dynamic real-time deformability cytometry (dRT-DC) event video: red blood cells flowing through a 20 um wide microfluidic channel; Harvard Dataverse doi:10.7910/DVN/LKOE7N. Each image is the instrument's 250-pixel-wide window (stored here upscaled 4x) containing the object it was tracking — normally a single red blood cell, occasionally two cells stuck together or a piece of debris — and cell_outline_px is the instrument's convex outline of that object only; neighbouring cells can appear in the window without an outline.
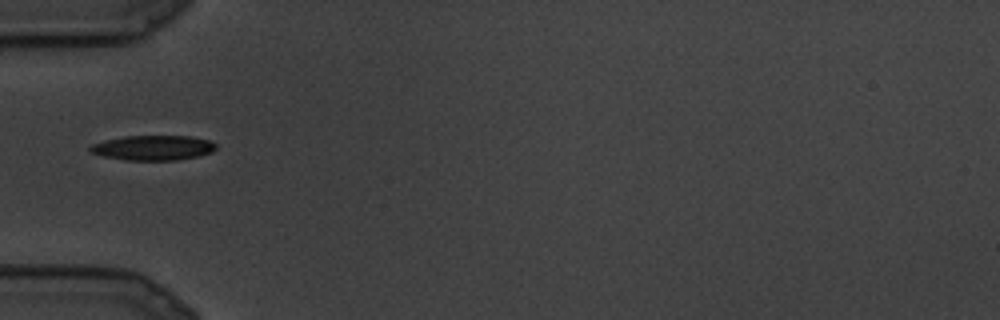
{"species": "common noctule bat (a hibernating species)", "species_latin": "Nyctalus noctula", "temperature_condition": "cold", "stored_images_in_passage": 2, "camera_frame_rate_fps": 3000, "um_per_image_px": 0.085, "animal": {"sex": "male", "body_mass_g": 19.5, "forearm_length_mm": 54.6}, "frame": {"image": 1, "passage_image": 1, "time_ms": 0.0, "image_size_px": [1000, 320], "cell_outline_px": [[216, 148], [212, 152], [200, 156], [176, 160], [124, 160], [104, 156], [88, 152], [88, 148], [92, 144], [104, 140], [124, 136], [192, 136], [208, 140], [216, 144]], "centroid_in_image_um": [13.0, 12.56], "position_along_channel_um": 72.0, "area_um2": 18.38}}